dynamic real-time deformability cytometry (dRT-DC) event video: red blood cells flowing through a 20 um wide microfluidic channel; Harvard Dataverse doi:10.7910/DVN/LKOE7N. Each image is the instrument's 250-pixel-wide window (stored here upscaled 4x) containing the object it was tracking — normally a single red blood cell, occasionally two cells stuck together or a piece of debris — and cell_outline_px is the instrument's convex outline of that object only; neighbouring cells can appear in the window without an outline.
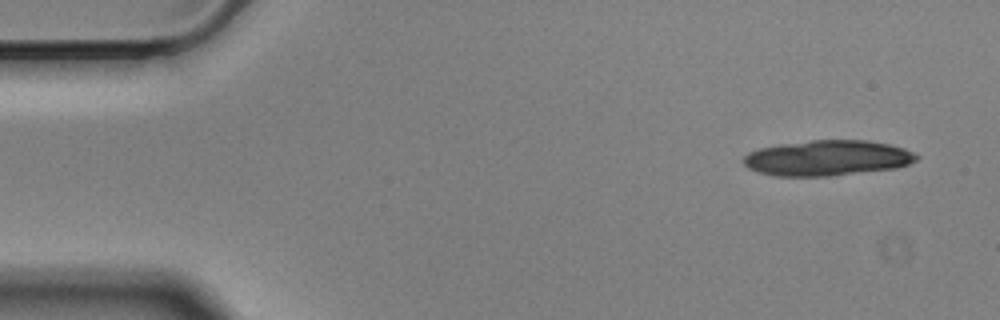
{"species": "Egyptian fruit bat (a non-hibernating species)", "species_latin": "Rousettus aegyptiacus", "temperature_condition": "cold", "stored_images_in_passage": 13, "camera_frame_rate_fps": 3000, "um_per_image_px": 0.085, "animal": {"sex": "male"}, "frame": {"image": 1, "passage_image": 1, "time_ms": 0.0, "image_size_px": [1000, 320], "cell_outline_px": [[920, 156], [916, 160], [908, 164], [896, 168], [828, 176], [776, 176], [760, 172], [748, 168], [740, 160], [748, 152], [760, 148], [780, 144], [812, 140], [868, 140], [888, 144], [904, 148]], "centroid_in_image_um": [70.3, 13.42], "position_along_channel_um": 14.7, "area_um2": 35.72}}